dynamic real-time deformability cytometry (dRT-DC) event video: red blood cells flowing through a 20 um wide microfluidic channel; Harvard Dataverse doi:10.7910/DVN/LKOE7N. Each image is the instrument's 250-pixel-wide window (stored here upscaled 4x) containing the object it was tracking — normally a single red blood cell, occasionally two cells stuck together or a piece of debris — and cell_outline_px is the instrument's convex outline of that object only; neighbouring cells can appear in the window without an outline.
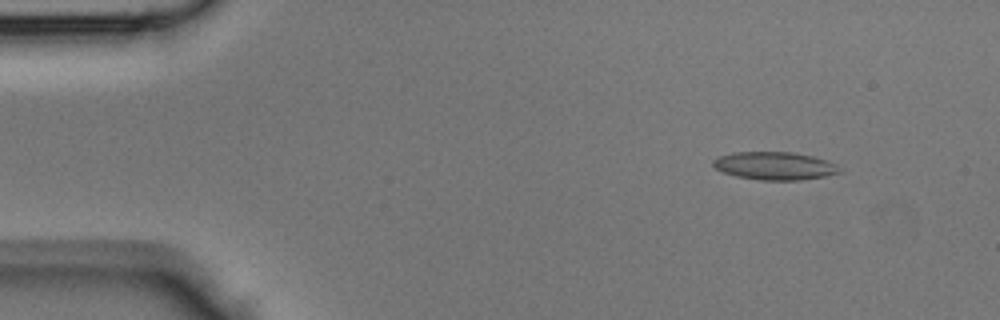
{"species": "Egyptian fruit bat (a non-hibernating species)", "species_latin": "Rousettus aegyptiacus", "temperature_condition": "room temperature", "stored_images_in_passage": 43, "camera_frame_rate_fps": 3000, "um_per_image_px": 0.085, "animal": {"sex": "male"}, "frame": {"image": 1, "passage_image": 4, "time_ms": 1.0, "image_size_px": [1000, 320], "cell_outline_px": [[844, 172], [824, 176], [800, 180], [760, 180], [736, 176], [724, 172], [716, 168], [712, 164], [712, 160], [720, 156], [736, 152], [792, 152], [812, 156], [836, 164]], "centroid_in_image_um": [65.86, 14.1], "position_along_channel_um": 19.1, "area_um2": 20.46}}
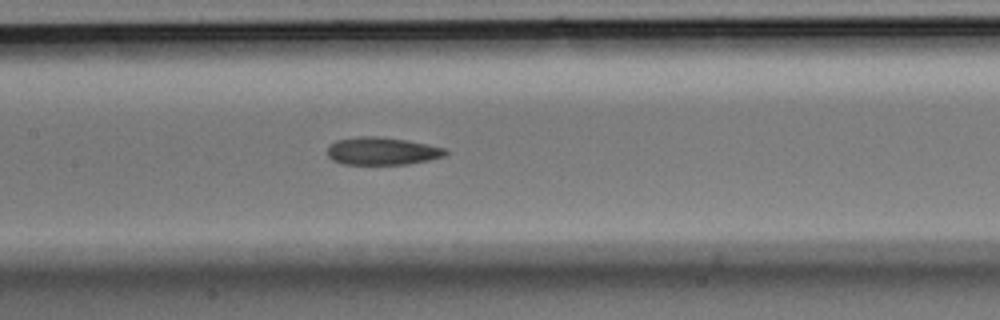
{"frame": {"image": 2, "passage_image": 20, "time_ms": 6.333, "image_size_px": [1000, 320], "cell_outline_px": [[448, 152], [444, 156], [428, 160], [408, 164], [344, 164], [332, 160], [328, 156], [328, 144], [336, 140], [360, 136], [380, 136], [408, 140], [428, 144], [444, 148]], "centroid_in_image_um": [32.46, 12.83], "position_along_channel_um": 174.9, "area_um2": 19.13}}
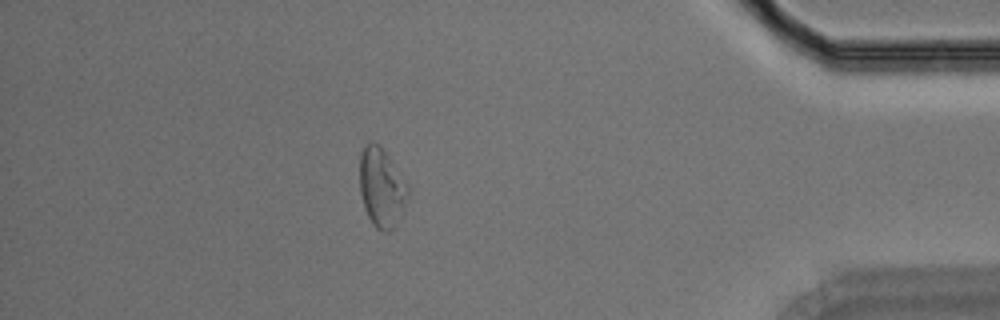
{"frame": {"image": 3, "passage_image": 38, "time_ms": 12.333, "image_size_px": [1000, 320], "cell_outline_px": [[408, 196], [396, 224], [388, 232], [384, 232], [376, 228], [372, 224], [368, 216], [360, 192], [360, 156], [364, 144], [372, 140], [380, 144], [388, 156], [408, 188]], "centroid_in_image_um": [32.4, 15.92], "position_along_channel_um": 402.8, "area_um2": 21.79}}